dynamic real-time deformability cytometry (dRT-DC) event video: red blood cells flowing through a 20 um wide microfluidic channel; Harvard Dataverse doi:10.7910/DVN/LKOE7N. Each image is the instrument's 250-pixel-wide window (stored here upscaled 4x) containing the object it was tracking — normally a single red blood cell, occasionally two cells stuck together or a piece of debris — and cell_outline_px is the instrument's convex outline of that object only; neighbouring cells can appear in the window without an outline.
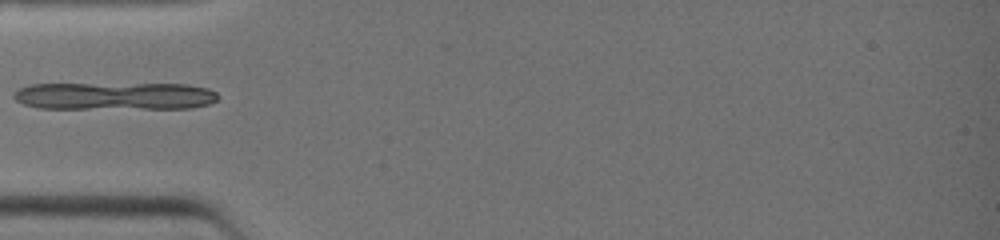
{"species": "common noctule bat (a hibernating species)", "species_latin": "Nyctalus noctula", "temperature_condition": "warm", "stored_images_in_passage": 25, "camera_frame_rate_fps": 3000, "um_per_image_px": 0.085, "animal": {"sex": "female", "body_mass_g": 19.0, "forearm_length_mm": 51.5}, "frame": {"image": 1, "passage_image": 1, "time_ms": 0.0, "image_size_px": [1000, 240], "cell_outline_px": [[220, 96], [216, 100], [208, 104], [192, 108], [40, 108], [24, 104], [16, 100], [12, 96], [12, 92], [28, 84], [188, 84], [208, 88], [216, 92]], "centroid_in_image_um": [9.75, 8.15], "position_along_channel_um": 75.2, "area_um2": 32.95}}
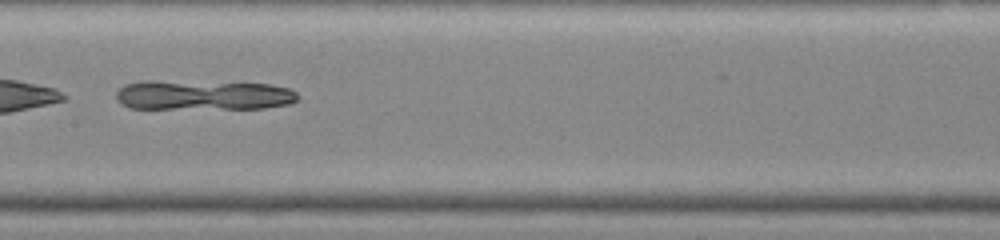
{"frame": {"image": 2, "passage_image": 8, "time_ms": 2.333, "image_size_px": [1000, 240], "cell_outline_px": [[300, 100], [288, 104], [264, 108], [128, 108], [120, 104], [116, 100], [116, 92], [124, 84], [140, 80], [156, 80], [272, 84], [288, 88], [296, 92], [300, 96]], "centroid_in_image_um": [17.25, 8.07], "position_along_channel_um": 190.2, "area_um2": 32.02}}
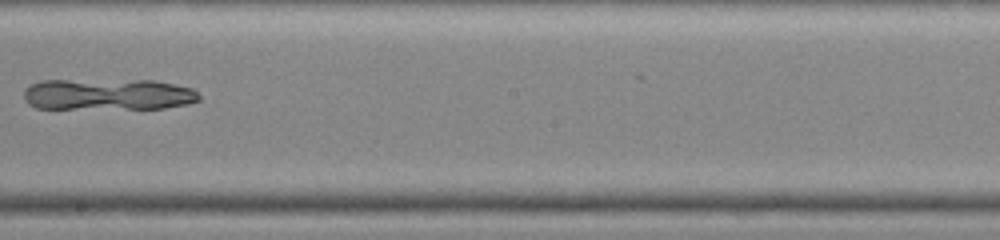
{"frame": {"image": 3, "passage_image": 11, "time_ms": 3.333, "image_size_px": [1000, 240], "cell_outline_px": [[200, 100], [188, 104], [164, 108], [36, 108], [28, 104], [24, 100], [24, 88], [40, 80], [152, 80], [192, 88], [200, 96]], "centroid_in_image_um": [9.15, 8.02], "position_along_channel_um": 239.0, "area_um2": 32.14}}